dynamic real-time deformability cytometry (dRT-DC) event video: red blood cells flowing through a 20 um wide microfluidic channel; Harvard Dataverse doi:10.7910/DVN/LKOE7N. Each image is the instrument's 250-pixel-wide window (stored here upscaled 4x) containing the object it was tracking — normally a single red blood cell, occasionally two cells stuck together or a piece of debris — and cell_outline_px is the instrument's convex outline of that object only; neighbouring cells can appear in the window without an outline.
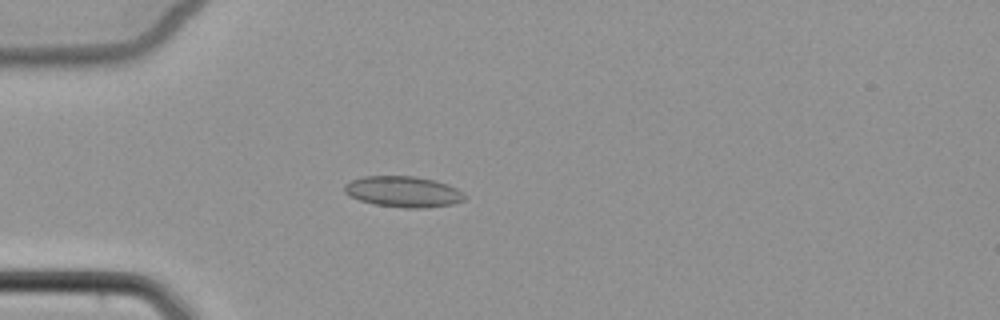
{"species": "common noctule bat (a hibernating species)", "species_latin": "Nyctalus noctula", "temperature_condition": "cold", "stored_images_in_passage": 4, "camera_frame_rate_fps": 3000, "um_per_image_px": 0.085, "animal": {"sex": "female", "body_mass_g": 22.7, "forearm_length_mm": 54.2}, "frame": {"image": 1, "passage_image": 4, "time_ms": 3.667, "image_size_px": [1000, 320], "cell_outline_px": [[468, 196], [464, 200], [452, 204], [424, 208], [404, 208], [376, 204], [360, 200], [348, 196], [344, 192], [344, 184], [352, 180], [364, 176], [416, 176], [436, 180], [448, 184], [464, 192]], "centroid_in_image_um": [34.3, 16.29], "position_along_channel_um": 50.7, "area_um2": 21.85}}